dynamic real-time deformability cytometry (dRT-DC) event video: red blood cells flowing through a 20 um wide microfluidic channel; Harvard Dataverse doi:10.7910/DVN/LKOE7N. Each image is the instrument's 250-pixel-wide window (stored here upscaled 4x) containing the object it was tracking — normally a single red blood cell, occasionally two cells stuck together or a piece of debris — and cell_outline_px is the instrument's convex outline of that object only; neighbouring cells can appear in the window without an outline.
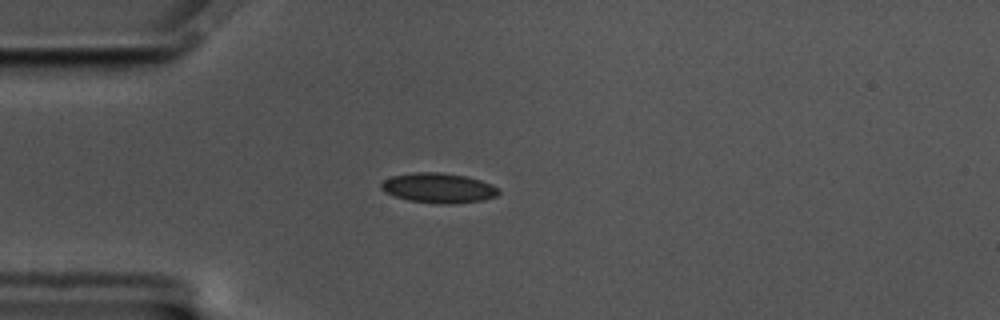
{"species": "common noctule bat (a hibernating species)", "species_latin": "Nyctalus noctula", "temperature_condition": "cold", "stored_images_in_passage": 43, "camera_frame_rate_fps": 3000, "um_per_image_px": 0.085, "animal": {"sex": "male", "body_mass_g": 17.5, "forearm_length_mm": 52.3}, "frame": {"image": 1, "passage_image": 1, "time_ms": 0.0, "image_size_px": [1000, 320], "cell_outline_px": [[500, 192], [496, 196], [484, 200], [452, 204], [436, 204], [408, 200], [384, 192], [380, 188], [380, 184], [384, 180], [392, 176], [412, 172], [440, 172], [468, 176], [492, 184]], "centroid_in_image_um": [37.26, 15.98], "position_along_channel_um": 47.7, "area_um2": 20.63}}
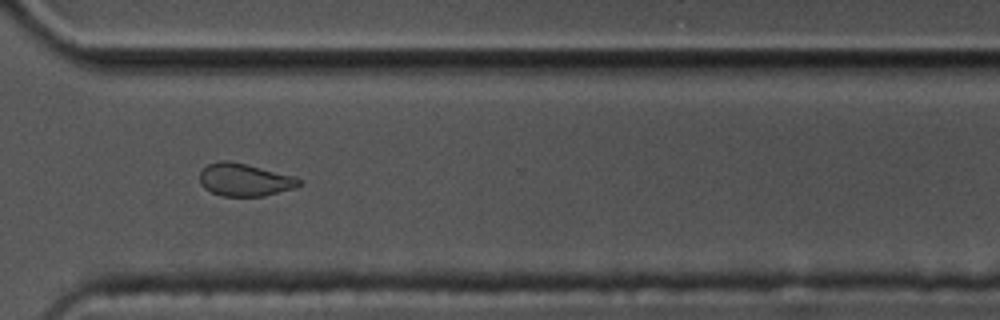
{"frame": {"image": 2, "passage_image": 28, "time_ms": 9.0, "image_size_px": [1000, 320], "cell_outline_px": [[304, 184], [292, 188], [264, 196], [220, 196], [204, 188], [200, 184], [200, 172], [208, 164], [220, 160], [228, 160], [296, 176], [304, 180]], "centroid_in_image_um": [20.82, 15.28], "position_along_channel_um": 349.8, "area_um2": 19.02}}
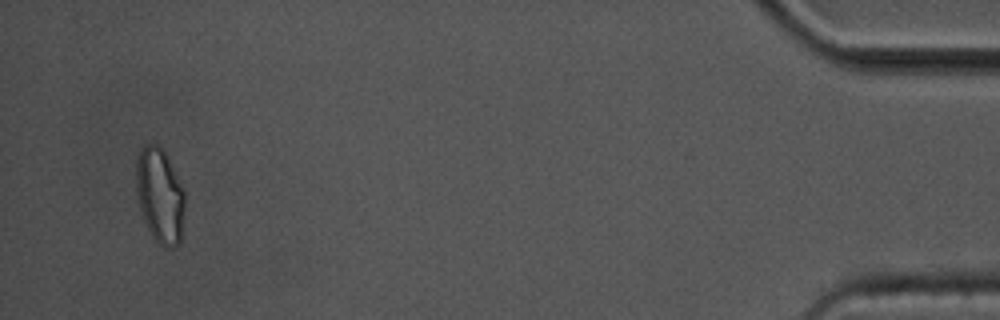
{"frame": {"image": 3, "passage_image": 41, "time_ms": 13.333, "image_size_px": [1000, 320], "cell_outline_px": [[184, 212], [180, 244], [172, 248], [164, 248], [152, 236], [144, 220], [140, 208], [136, 192], [136, 160], [140, 148], [144, 144], [152, 140], [168, 156], [184, 188]], "centroid_in_image_um": [13.59, 16.58], "position_along_channel_um": 421.6, "area_um2": 27.4}, "authors_computed_cell_mechanics": {"area_um2": 19.7098, "velocity_mm_per_s": 3.5075, "shape_relaxation_time_tau1_ms": 5.1162, "shape_relaxation_time_tau2_ms": 6.5301, "deformation_change_tau1": 0.0962, "deformation_change_tau2": 0.0762}}